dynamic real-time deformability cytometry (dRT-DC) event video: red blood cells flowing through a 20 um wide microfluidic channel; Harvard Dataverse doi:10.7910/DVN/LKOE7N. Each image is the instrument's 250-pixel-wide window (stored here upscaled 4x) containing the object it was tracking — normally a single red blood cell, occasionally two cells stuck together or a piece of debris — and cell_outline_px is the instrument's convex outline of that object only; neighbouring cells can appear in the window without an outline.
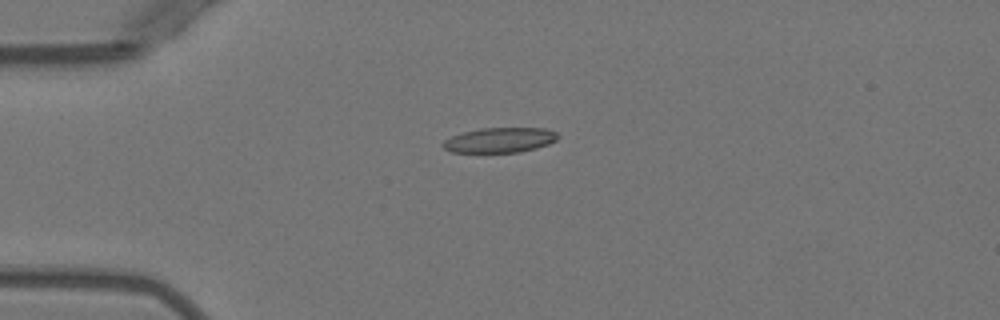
{"species": "Egyptian fruit bat (a non-hibernating species)", "species_latin": "Rousettus aegyptiacus", "temperature_condition": "warm", "stored_images_in_passage": 4, "camera_frame_rate_fps": 3000, "um_per_image_px": 0.085, "animal": {"sex": "female"}, "frame": {"image": 1, "passage_image": 4, "time_ms": 4.333, "image_size_px": [1000, 320], "cell_outline_px": [[560, 136], [556, 140], [548, 144], [536, 148], [520, 152], [452, 152], [444, 148], [440, 144], [444, 140], [452, 136], [464, 132], [480, 128], [544, 128], [556, 132]], "centroid_in_image_um": [42.49, 11.9], "position_along_channel_um": 42.5, "area_um2": 16.7}}